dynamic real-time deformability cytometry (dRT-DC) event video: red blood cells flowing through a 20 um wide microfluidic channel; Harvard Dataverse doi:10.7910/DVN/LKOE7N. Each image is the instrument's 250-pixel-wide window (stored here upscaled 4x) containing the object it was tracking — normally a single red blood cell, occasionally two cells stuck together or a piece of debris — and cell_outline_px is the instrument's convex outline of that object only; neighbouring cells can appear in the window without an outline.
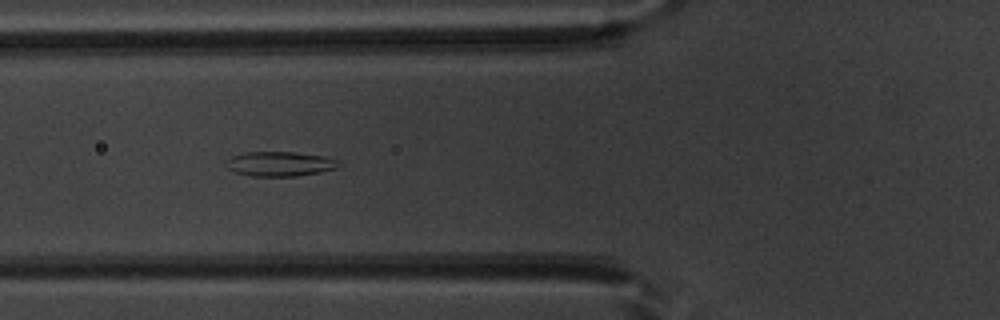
{"species": "common noctule bat (a hibernating species)", "species_latin": "Nyctalus noctula", "temperature_condition": "warm", "stored_images_in_passage": 20, "camera_frame_rate_fps": 3000, "um_per_image_px": 0.085, "animal": {"sex": "male", "body_mass_g": 20.1, "forearm_length_mm": 53.5}, "frame": {"image": 1, "passage_image": 19, "time_ms": 6.0, "image_size_px": [1000, 320], "cell_outline_px": [[340, 164], [336, 168], [320, 172], [296, 176], [252, 176], [232, 172], [224, 164], [224, 160], [232, 156], [244, 152], [296, 152], [324, 156], [340, 160]], "centroid_in_image_um": [23.75, 13.92], "position_along_channel_um": 102.1, "area_um2": 16.42}}